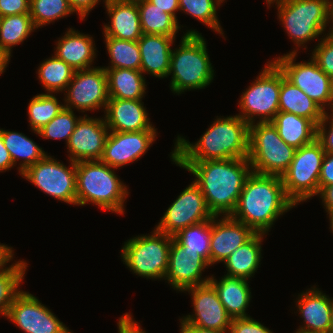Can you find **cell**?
<instances>
[{
  "mask_svg": "<svg viewBox=\"0 0 333 333\" xmlns=\"http://www.w3.org/2000/svg\"><path fill=\"white\" fill-rule=\"evenodd\" d=\"M195 176L206 204L214 216L231 215L252 168L248 158L173 161Z\"/></svg>",
  "mask_w": 333,
  "mask_h": 333,
  "instance_id": "6da1fadb",
  "label": "cell"
},
{
  "mask_svg": "<svg viewBox=\"0 0 333 333\" xmlns=\"http://www.w3.org/2000/svg\"><path fill=\"white\" fill-rule=\"evenodd\" d=\"M249 124L239 115L216 117L195 143L177 137L173 161H206L248 158Z\"/></svg>",
  "mask_w": 333,
  "mask_h": 333,
  "instance_id": "7a4b0ae2",
  "label": "cell"
},
{
  "mask_svg": "<svg viewBox=\"0 0 333 333\" xmlns=\"http://www.w3.org/2000/svg\"><path fill=\"white\" fill-rule=\"evenodd\" d=\"M295 207L286 196L281 176L251 172L230 215L256 233L267 234L276 219Z\"/></svg>",
  "mask_w": 333,
  "mask_h": 333,
  "instance_id": "3957f363",
  "label": "cell"
},
{
  "mask_svg": "<svg viewBox=\"0 0 333 333\" xmlns=\"http://www.w3.org/2000/svg\"><path fill=\"white\" fill-rule=\"evenodd\" d=\"M179 47L172 49L170 90L179 95L186 90L204 89L214 78V69L204 37L196 30H187Z\"/></svg>",
  "mask_w": 333,
  "mask_h": 333,
  "instance_id": "277c9868",
  "label": "cell"
},
{
  "mask_svg": "<svg viewBox=\"0 0 333 333\" xmlns=\"http://www.w3.org/2000/svg\"><path fill=\"white\" fill-rule=\"evenodd\" d=\"M76 181L78 206L91 202L103 210L124 214V202L129 191L114 168L101 160L77 162Z\"/></svg>",
  "mask_w": 333,
  "mask_h": 333,
  "instance_id": "5b68a950",
  "label": "cell"
},
{
  "mask_svg": "<svg viewBox=\"0 0 333 333\" xmlns=\"http://www.w3.org/2000/svg\"><path fill=\"white\" fill-rule=\"evenodd\" d=\"M276 3V4H275ZM278 19L296 48L324 35L328 23L333 25V0H275Z\"/></svg>",
  "mask_w": 333,
  "mask_h": 333,
  "instance_id": "8992f818",
  "label": "cell"
},
{
  "mask_svg": "<svg viewBox=\"0 0 333 333\" xmlns=\"http://www.w3.org/2000/svg\"><path fill=\"white\" fill-rule=\"evenodd\" d=\"M295 151L282 140L271 122L249 125L248 160L252 172L282 176L290 166Z\"/></svg>",
  "mask_w": 333,
  "mask_h": 333,
  "instance_id": "52a82bcc",
  "label": "cell"
},
{
  "mask_svg": "<svg viewBox=\"0 0 333 333\" xmlns=\"http://www.w3.org/2000/svg\"><path fill=\"white\" fill-rule=\"evenodd\" d=\"M173 238L154 228L151 235L141 234L128 239L121 249L123 264L140 277L163 280Z\"/></svg>",
  "mask_w": 333,
  "mask_h": 333,
  "instance_id": "ba28073f",
  "label": "cell"
},
{
  "mask_svg": "<svg viewBox=\"0 0 333 333\" xmlns=\"http://www.w3.org/2000/svg\"><path fill=\"white\" fill-rule=\"evenodd\" d=\"M325 154L317 140L296 149L290 166L281 176L285 194L295 205L318 196Z\"/></svg>",
  "mask_w": 333,
  "mask_h": 333,
  "instance_id": "9c48e42d",
  "label": "cell"
},
{
  "mask_svg": "<svg viewBox=\"0 0 333 333\" xmlns=\"http://www.w3.org/2000/svg\"><path fill=\"white\" fill-rule=\"evenodd\" d=\"M251 85L242 92L239 101V115L249 125L257 122H271L279 112L280 69L268 61Z\"/></svg>",
  "mask_w": 333,
  "mask_h": 333,
  "instance_id": "30bf717a",
  "label": "cell"
},
{
  "mask_svg": "<svg viewBox=\"0 0 333 333\" xmlns=\"http://www.w3.org/2000/svg\"><path fill=\"white\" fill-rule=\"evenodd\" d=\"M298 48L272 60L283 72L284 77L300 88L325 112L332 111V78L311 58L308 62H295ZM328 107V108H327ZM327 108V109H326Z\"/></svg>",
  "mask_w": 333,
  "mask_h": 333,
  "instance_id": "8fae6325",
  "label": "cell"
},
{
  "mask_svg": "<svg viewBox=\"0 0 333 333\" xmlns=\"http://www.w3.org/2000/svg\"><path fill=\"white\" fill-rule=\"evenodd\" d=\"M21 176L49 196L66 204L77 205L75 162L70 160V165L66 167L47 154Z\"/></svg>",
  "mask_w": 333,
  "mask_h": 333,
  "instance_id": "7c38bea8",
  "label": "cell"
},
{
  "mask_svg": "<svg viewBox=\"0 0 333 333\" xmlns=\"http://www.w3.org/2000/svg\"><path fill=\"white\" fill-rule=\"evenodd\" d=\"M64 108L80 112L105 110L109 96L107 75L103 67H93L75 71L72 80L64 91Z\"/></svg>",
  "mask_w": 333,
  "mask_h": 333,
  "instance_id": "4fadbf2b",
  "label": "cell"
},
{
  "mask_svg": "<svg viewBox=\"0 0 333 333\" xmlns=\"http://www.w3.org/2000/svg\"><path fill=\"white\" fill-rule=\"evenodd\" d=\"M213 217L202 191L192 182L171 203L155 229L174 237L184 228Z\"/></svg>",
  "mask_w": 333,
  "mask_h": 333,
  "instance_id": "5bb4252c",
  "label": "cell"
},
{
  "mask_svg": "<svg viewBox=\"0 0 333 333\" xmlns=\"http://www.w3.org/2000/svg\"><path fill=\"white\" fill-rule=\"evenodd\" d=\"M6 318L25 333H72L36 296L26 291L14 298Z\"/></svg>",
  "mask_w": 333,
  "mask_h": 333,
  "instance_id": "9a60e30c",
  "label": "cell"
},
{
  "mask_svg": "<svg viewBox=\"0 0 333 333\" xmlns=\"http://www.w3.org/2000/svg\"><path fill=\"white\" fill-rule=\"evenodd\" d=\"M186 291L192 295L194 314L183 316L179 319L180 322L205 329L229 332L232 317L227 313L216 289L210 282L184 290L185 293Z\"/></svg>",
  "mask_w": 333,
  "mask_h": 333,
  "instance_id": "2e32d148",
  "label": "cell"
},
{
  "mask_svg": "<svg viewBox=\"0 0 333 333\" xmlns=\"http://www.w3.org/2000/svg\"><path fill=\"white\" fill-rule=\"evenodd\" d=\"M210 264L192 250L185 249L174 238L171 240L168 258V270L164 280L176 291L203 285L209 282L211 276L201 277L202 271Z\"/></svg>",
  "mask_w": 333,
  "mask_h": 333,
  "instance_id": "e0dca14e",
  "label": "cell"
},
{
  "mask_svg": "<svg viewBox=\"0 0 333 333\" xmlns=\"http://www.w3.org/2000/svg\"><path fill=\"white\" fill-rule=\"evenodd\" d=\"M109 132L103 117L81 116L66 145L69 161L101 160Z\"/></svg>",
  "mask_w": 333,
  "mask_h": 333,
  "instance_id": "ac0fdd59",
  "label": "cell"
},
{
  "mask_svg": "<svg viewBox=\"0 0 333 333\" xmlns=\"http://www.w3.org/2000/svg\"><path fill=\"white\" fill-rule=\"evenodd\" d=\"M157 138V130L137 132L110 131L101 161L117 170L139 160Z\"/></svg>",
  "mask_w": 333,
  "mask_h": 333,
  "instance_id": "d6986e66",
  "label": "cell"
},
{
  "mask_svg": "<svg viewBox=\"0 0 333 333\" xmlns=\"http://www.w3.org/2000/svg\"><path fill=\"white\" fill-rule=\"evenodd\" d=\"M211 219L210 266L224 262L238 247L249 241L256 232L230 215ZM217 219V220H216Z\"/></svg>",
  "mask_w": 333,
  "mask_h": 333,
  "instance_id": "ffe728a7",
  "label": "cell"
},
{
  "mask_svg": "<svg viewBox=\"0 0 333 333\" xmlns=\"http://www.w3.org/2000/svg\"><path fill=\"white\" fill-rule=\"evenodd\" d=\"M143 99L124 100L109 98L104 119L109 131L137 132L156 130L144 107Z\"/></svg>",
  "mask_w": 333,
  "mask_h": 333,
  "instance_id": "44dd1931",
  "label": "cell"
},
{
  "mask_svg": "<svg viewBox=\"0 0 333 333\" xmlns=\"http://www.w3.org/2000/svg\"><path fill=\"white\" fill-rule=\"evenodd\" d=\"M297 311L303 325L295 333H329L331 323V298L315 285L298 294Z\"/></svg>",
  "mask_w": 333,
  "mask_h": 333,
  "instance_id": "7402d4cb",
  "label": "cell"
},
{
  "mask_svg": "<svg viewBox=\"0 0 333 333\" xmlns=\"http://www.w3.org/2000/svg\"><path fill=\"white\" fill-rule=\"evenodd\" d=\"M110 24L103 27L104 37L138 41L143 32L136 0H103Z\"/></svg>",
  "mask_w": 333,
  "mask_h": 333,
  "instance_id": "603a6c76",
  "label": "cell"
},
{
  "mask_svg": "<svg viewBox=\"0 0 333 333\" xmlns=\"http://www.w3.org/2000/svg\"><path fill=\"white\" fill-rule=\"evenodd\" d=\"M175 37L160 34H142L138 39L141 54L140 71L158 78L168 77L171 46Z\"/></svg>",
  "mask_w": 333,
  "mask_h": 333,
  "instance_id": "cb8c5ba5",
  "label": "cell"
},
{
  "mask_svg": "<svg viewBox=\"0 0 333 333\" xmlns=\"http://www.w3.org/2000/svg\"><path fill=\"white\" fill-rule=\"evenodd\" d=\"M56 43L55 55L75 71L93 68L97 56L93 37L69 28Z\"/></svg>",
  "mask_w": 333,
  "mask_h": 333,
  "instance_id": "d4e9b609",
  "label": "cell"
},
{
  "mask_svg": "<svg viewBox=\"0 0 333 333\" xmlns=\"http://www.w3.org/2000/svg\"><path fill=\"white\" fill-rule=\"evenodd\" d=\"M212 275L209 282L216 289L219 299L227 313L233 318L250 317L246 310L251 301L249 280L230 277L224 274L220 281Z\"/></svg>",
  "mask_w": 333,
  "mask_h": 333,
  "instance_id": "484cf974",
  "label": "cell"
},
{
  "mask_svg": "<svg viewBox=\"0 0 333 333\" xmlns=\"http://www.w3.org/2000/svg\"><path fill=\"white\" fill-rule=\"evenodd\" d=\"M279 111L308 118L316 125L319 124L325 114V111L306 93L288 81L281 70Z\"/></svg>",
  "mask_w": 333,
  "mask_h": 333,
  "instance_id": "4316f807",
  "label": "cell"
},
{
  "mask_svg": "<svg viewBox=\"0 0 333 333\" xmlns=\"http://www.w3.org/2000/svg\"><path fill=\"white\" fill-rule=\"evenodd\" d=\"M271 123L276 127L282 140L295 149L316 140L317 125L308 118L279 111Z\"/></svg>",
  "mask_w": 333,
  "mask_h": 333,
  "instance_id": "83f0119b",
  "label": "cell"
},
{
  "mask_svg": "<svg viewBox=\"0 0 333 333\" xmlns=\"http://www.w3.org/2000/svg\"><path fill=\"white\" fill-rule=\"evenodd\" d=\"M264 233H256L249 241L238 247L223 262L227 276L249 280L261 265Z\"/></svg>",
  "mask_w": 333,
  "mask_h": 333,
  "instance_id": "f1b7e54d",
  "label": "cell"
},
{
  "mask_svg": "<svg viewBox=\"0 0 333 333\" xmlns=\"http://www.w3.org/2000/svg\"><path fill=\"white\" fill-rule=\"evenodd\" d=\"M107 75L109 98L140 100L146 94V79L140 70L104 68Z\"/></svg>",
  "mask_w": 333,
  "mask_h": 333,
  "instance_id": "f546056e",
  "label": "cell"
},
{
  "mask_svg": "<svg viewBox=\"0 0 333 333\" xmlns=\"http://www.w3.org/2000/svg\"><path fill=\"white\" fill-rule=\"evenodd\" d=\"M0 133L14 166L17 164V161L21 159L19 163L20 167H18L20 175L28 167L36 164L47 155V152H45L32 139L20 132L0 129Z\"/></svg>",
  "mask_w": 333,
  "mask_h": 333,
  "instance_id": "4dcf8cb0",
  "label": "cell"
},
{
  "mask_svg": "<svg viewBox=\"0 0 333 333\" xmlns=\"http://www.w3.org/2000/svg\"><path fill=\"white\" fill-rule=\"evenodd\" d=\"M37 30L30 13L0 17V52L9 60L12 48L24 42Z\"/></svg>",
  "mask_w": 333,
  "mask_h": 333,
  "instance_id": "1f68e13d",
  "label": "cell"
},
{
  "mask_svg": "<svg viewBox=\"0 0 333 333\" xmlns=\"http://www.w3.org/2000/svg\"><path fill=\"white\" fill-rule=\"evenodd\" d=\"M143 34H160L175 37L181 29L178 21L148 0H136Z\"/></svg>",
  "mask_w": 333,
  "mask_h": 333,
  "instance_id": "d6a6232c",
  "label": "cell"
},
{
  "mask_svg": "<svg viewBox=\"0 0 333 333\" xmlns=\"http://www.w3.org/2000/svg\"><path fill=\"white\" fill-rule=\"evenodd\" d=\"M38 68V79L45 91L52 94L65 91L75 73L72 67L55 54L45 59Z\"/></svg>",
  "mask_w": 333,
  "mask_h": 333,
  "instance_id": "836d02e7",
  "label": "cell"
},
{
  "mask_svg": "<svg viewBox=\"0 0 333 333\" xmlns=\"http://www.w3.org/2000/svg\"><path fill=\"white\" fill-rule=\"evenodd\" d=\"M104 39L111 66L103 68L140 70L141 54L138 41L120 40L113 37H105Z\"/></svg>",
  "mask_w": 333,
  "mask_h": 333,
  "instance_id": "e575fe53",
  "label": "cell"
},
{
  "mask_svg": "<svg viewBox=\"0 0 333 333\" xmlns=\"http://www.w3.org/2000/svg\"><path fill=\"white\" fill-rule=\"evenodd\" d=\"M27 262L20 260L0 270V314L7 315L14 298L22 291L20 285L25 277Z\"/></svg>",
  "mask_w": 333,
  "mask_h": 333,
  "instance_id": "d590c367",
  "label": "cell"
},
{
  "mask_svg": "<svg viewBox=\"0 0 333 333\" xmlns=\"http://www.w3.org/2000/svg\"><path fill=\"white\" fill-rule=\"evenodd\" d=\"M60 103L52 93L34 96L27 107L31 130L38 132L48 124L64 108Z\"/></svg>",
  "mask_w": 333,
  "mask_h": 333,
  "instance_id": "8d00e7d4",
  "label": "cell"
},
{
  "mask_svg": "<svg viewBox=\"0 0 333 333\" xmlns=\"http://www.w3.org/2000/svg\"><path fill=\"white\" fill-rule=\"evenodd\" d=\"M211 219L184 228L174 239L185 249L198 252L210 264Z\"/></svg>",
  "mask_w": 333,
  "mask_h": 333,
  "instance_id": "74e56055",
  "label": "cell"
},
{
  "mask_svg": "<svg viewBox=\"0 0 333 333\" xmlns=\"http://www.w3.org/2000/svg\"><path fill=\"white\" fill-rule=\"evenodd\" d=\"M73 13L68 0H30V16L36 29Z\"/></svg>",
  "mask_w": 333,
  "mask_h": 333,
  "instance_id": "f35d334b",
  "label": "cell"
},
{
  "mask_svg": "<svg viewBox=\"0 0 333 333\" xmlns=\"http://www.w3.org/2000/svg\"><path fill=\"white\" fill-rule=\"evenodd\" d=\"M220 5L221 3L218 0H179V11L189 14L224 37L217 16V6Z\"/></svg>",
  "mask_w": 333,
  "mask_h": 333,
  "instance_id": "ab89813d",
  "label": "cell"
},
{
  "mask_svg": "<svg viewBox=\"0 0 333 333\" xmlns=\"http://www.w3.org/2000/svg\"><path fill=\"white\" fill-rule=\"evenodd\" d=\"M80 117L74 114V110L63 108L48 124L34 133L45 139H65L67 145Z\"/></svg>",
  "mask_w": 333,
  "mask_h": 333,
  "instance_id": "60d3db41",
  "label": "cell"
},
{
  "mask_svg": "<svg viewBox=\"0 0 333 333\" xmlns=\"http://www.w3.org/2000/svg\"><path fill=\"white\" fill-rule=\"evenodd\" d=\"M330 27L328 33L318 40L311 57L333 79V25L330 24Z\"/></svg>",
  "mask_w": 333,
  "mask_h": 333,
  "instance_id": "b9f144b4",
  "label": "cell"
},
{
  "mask_svg": "<svg viewBox=\"0 0 333 333\" xmlns=\"http://www.w3.org/2000/svg\"><path fill=\"white\" fill-rule=\"evenodd\" d=\"M329 113L326 111L317 125L316 140L322 145L326 153H333V111H331L330 115ZM328 125L329 127L327 128Z\"/></svg>",
  "mask_w": 333,
  "mask_h": 333,
  "instance_id": "7bdbcfd3",
  "label": "cell"
},
{
  "mask_svg": "<svg viewBox=\"0 0 333 333\" xmlns=\"http://www.w3.org/2000/svg\"><path fill=\"white\" fill-rule=\"evenodd\" d=\"M229 333H273L251 317L233 318Z\"/></svg>",
  "mask_w": 333,
  "mask_h": 333,
  "instance_id": "ee69618b",
  "label": "cell"
},
{
  "mask_svg": "<svg viewBox=\"0 0 333 333\" xmlns=\"http://www.w3.org/2000/svg\"><path fill=\"white\" fill-rule=\"evenodd\" d=\"M30 13V0H0V17Z\"/></svg>",
  "mask_w": 333,
  "mask_h": 333,
  "instance_id": "f6af8a7d",
  "label": "cell"
},
{
  "mask_svg": "<svg viewBox=\"0 0 333 333\" xmlns=\"http://www.w3.org/2000/svg\"><path fill=\"white\" fill-rule=\"evenodd\" d=\"M333 184V153H326L319 176V191L324 186Z\"/></svg>",
  "mask_w": 333,
  "mask_h": 333,
  "instance_id": "bcb514c9",
  "label": "cell"
},
{
  "mask_svg": "<svg viewBox=\"0 0 333 333\" xmlns=\"http://www.w3.org/2000/svg\"><path fill=\"white\" fill-rule=\"evenodd\" d=\"M118 333H146L139 323L133 319L131 313L123 314L117 323Z\"/></svg>",
  "mask_w": 333,
  "mask_h": 333,
  "instance_id": "7dc6e473",
  "label": "cell"
},
{
  "mask_svg": "<svg viewBox=\"0 0 333 333\" xmlns=\"http://www.w3.org/2000/svg\"><path fill=\"white\" fill-rule=\"evenodd\" d=\"M71 9L74 11V13H77L81 20H84L86 16L90 13L91 10L99 2L100 0H68Z\"/></svg>",
  "mask_w": 333,
  "mask_h": 333,
  "instance_id": "c3c4849f",
  "label": "cell"
},
{
  "mask_svg": "<svg viewBox=\"0 0 333 333\" xmlns=\"http://www.w3.org/2000/svg\"><path fill=\"white\" fill-rule=\"evenodd\" d=\"M156 5L159 9L171 14L177 21L176 11H179V0H148Z\"/></svg>",
  "mask_w": 333,
  "mask_h": 333,
  "instance_id": "681fc988",
  "label": "cell"
},
{
  "mask_svg": "<svg viewBox=\"0 0 333 333\" xmlns=\"http://www.w3.org/2000/svg\"><path fill=\"white\" fill-rule=\"evenodd\" d=\"M12 167H15L10 157L9 151L6 149L2 135L0 133V172L9 171Z\"/></svg>",
  "mask_w": 333,
  "mask_h": 333,
  "instance_id": "f907efd6",
  "label": "cell"
},
{
  "mask_svg": "<svg viewBox=\"0 0 333 333\" xmlns=\"http://www.w3.org/2000/svg\"><path fill=\"white\" fill-rule=\"evenodd\" d=\"M319 197L324 203V209L327 211H333V184L324 186L318 193Z\"/></svg>",
  "mask_w": 333,
  "mask_h": 333,
  "instance_id": "816d5d0a",
  "label": "cell"
},
{
  "mask_svg": "<svg viewBox=\"0 0 333 333\" xmlns=\"http://www.w3.org/2000/svg\"><path fill=\"white\" fill-rule=\"evenodd\" d=\"M13 248L0 243V270L3 268H6L5 266L10 263V261H13L14 250Z\"/></svg>",
  "mask_w": 333,
  "mask_h": 333,
  "instance_id": "f5cc1de1",
  "label": "cell"
},
{
  "mask_svg": "<svg viewBox=\"0 0 333 333\" xmlns=\"http://www.w3.org/2000/svg\"><path fill=\"white\" fill-rule=\"evenodd\" d=\"M180 333H229V332H220L211 329H205L198 326L190 325L186 322H180Z\"/></svg>",
  "mask_w": 333,
  "mask_h": 333,
  "instance_id": "db71d44e",
  "label": "cell"
},
{
  "mask_svg": "<svg viewBox=\"0 0 333 333\" xmlns=\"http://www.w3.org/2000/svg\"><path fill=\"white\" fill-rule=\"evenodd\" d=\"M9 61L10 60L0 52V76L5 72L4 70L7 68Z\"/></svg>",
  "mask_w": 333,
  "mask_h": 333,
  "instance_id": "11a10c76",
  "label": "cell"
},
{
  "mask_svg": "<svg viewBox=\"0 0 333 333\" xmlns=\"http://www.w3.org/2000/svg\"><path fill=\"white\" fill-rule=\"evenodd\" d=\"M329 333H333V298L331 299V323Z\"/></svg>",
  "mask_w": 333,
  "mask_h": 333,
  "instance_id": "9f6ffc18",
  "label": "cell"
},
{
  "mask_svg": "<svg viewBox=\"0 0 333 333\" xmlns=\"http://www.w3.org/2000/svg\"><path fill=\"white\" fill-rule=\"evenodd\" d=\"M327 215H328L329 220H330V228L329 229H331L332 230L331 232L333 233V211H327Z\"/></svg>",
  "mask_w": 333,
  "mask_h": 333,
  "instance_id": "6f0895ef",
  "label": "cell"
},
{
  "mask_svg": "<svg viewBox=\"0 0 333 333\" xmlns=\"http://www.w3.org/2000/svg\"><path fill=\"white\" fill-rule=\"evenodd\" d=\"M332 111H333V80H332Z\"/></svg>",
  "mask_w": 333,
  "mask_h": 333,
  "instance_id": "680465c9",
  "label": "cell"
},
{
  "mask_svg": "<svg viewBox=\"0 0 333 333\" xmlns=\"http://www.w3.org/2000/svg\"><path fill=\"white\" fill-rule=\"evenodd\" d=\"M265 1H266L267 5H268L269 3H271V2H273L275 0H265Z\"/></svg>",
  "mask_w": 333,
  "mask_h": 333,
  "instance_id": "91938a15",
  "label": "cell"
}]
</instances>
